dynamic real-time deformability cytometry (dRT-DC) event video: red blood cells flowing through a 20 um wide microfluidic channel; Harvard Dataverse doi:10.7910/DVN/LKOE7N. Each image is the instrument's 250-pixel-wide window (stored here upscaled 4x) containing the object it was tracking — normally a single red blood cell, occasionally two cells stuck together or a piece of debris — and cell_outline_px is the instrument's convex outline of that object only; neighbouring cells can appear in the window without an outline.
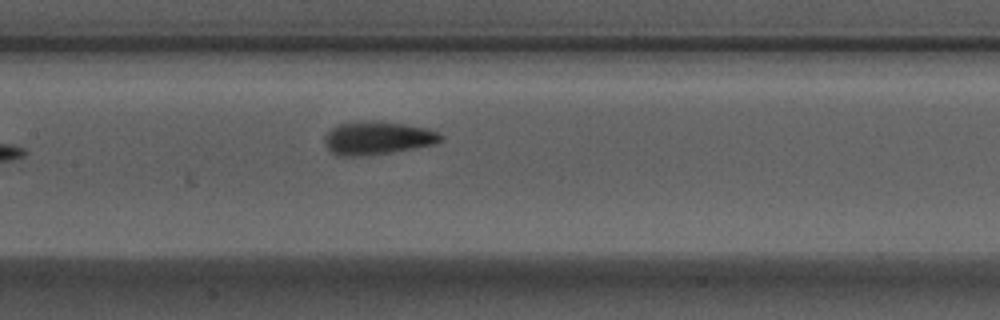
{"species": "Egyptian fruit bat (a non-hibernating species)", "species_latin": "Rousettus aegyptiacus", "temperature_condition": "warm", "stored_images_in_passage": 7, "camera_frame_rate_fps": 3000, "um_per_image_px": 0.085, "animal": {"sex": "male"}, "frame": {"image": 1, "passage_image": 7, "time_ms": 2.0, "image_size_px": [1000, 320], "cell_outline_px": [[444, 136], [436, 144], [388, 152], [352, 156], [344, 156], [332, 152], [324, 144], [324, 136], [332, 128], [340, 124], [356, 120], [364, 120], [404, 124], [428, 128], [440, 132]], "centroid_in_image_um": [32.09, 11.7], "position_along_channel_um": 175.3, "area_um2": 22.2}}